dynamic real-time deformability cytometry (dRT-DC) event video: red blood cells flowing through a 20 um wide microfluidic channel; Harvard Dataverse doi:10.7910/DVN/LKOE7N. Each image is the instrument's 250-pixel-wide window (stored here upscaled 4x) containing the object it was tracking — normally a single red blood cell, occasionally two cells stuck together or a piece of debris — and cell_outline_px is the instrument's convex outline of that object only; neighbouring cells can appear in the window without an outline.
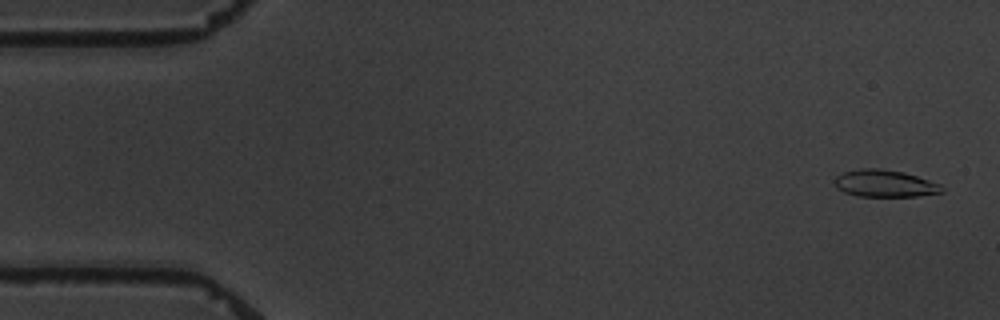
{"species": "common noctule bat (a hibernating species)", "species_latin": "Nyctalus noctula", "temperature_condition": "warm", "stored_images_in_passage": 5, "camera_frame_rate_fps": 3000, "um_per_image_px": 0.085, "animal": {"sex": "male", "body_mass_g": 19.5, "forearm_length_mm": 54.6}, "frame": {"image": 1, "passage_image": 1, "time_ms": 0.0, "image_size_px": [1000, 320], "cell_outline_px": [[944, 192], [916, 196], [856, 196], [844, 192], [836, 188], [832, 180], [836, 176], [844, 172], [860, 168], [880, 168], [904, 172], [940, 184], [944, 188]], "centroid_in_image_um": [75.16, 15.59], "position_along_channel_um": 9.8, "area_um2": 17.05}}
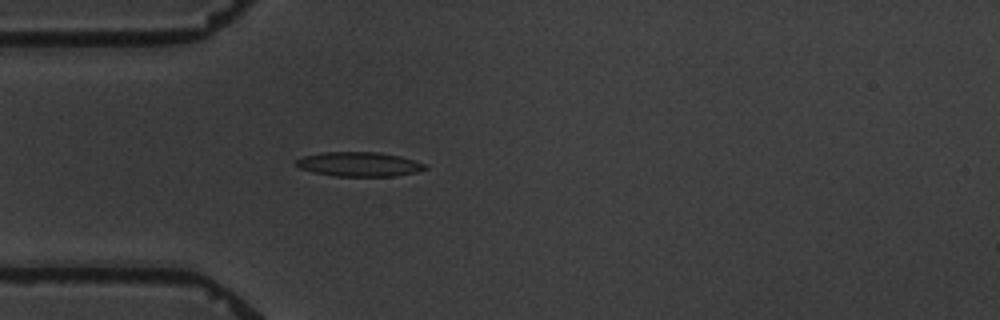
{"frame": {"image": 2, "passage_image": 5, "time_ms": 4.667, "image_size_px": [1000, 320], "cell_outline_px": [[428, 168], [416, 172], [396, 176], [336, 176], [312, 172], [300, 168], [296, 164], [296, 160], [300, 156], [324, 152], [380, 152], [400, 156], [428, 164]], "centroid_in_image_um": [30.54, 13.95], "position_along_channel_um": 54.5, "area_um2": 18.5}}